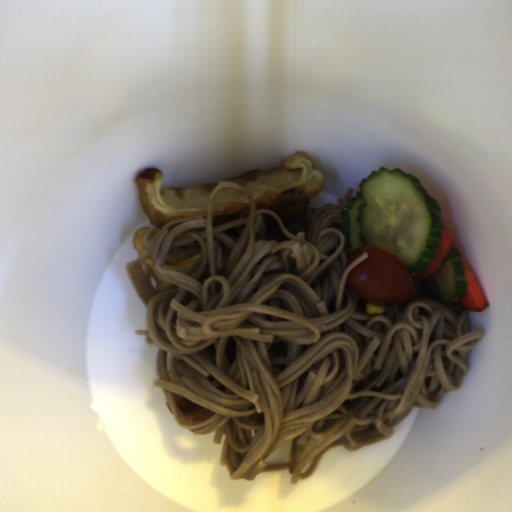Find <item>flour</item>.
Masks as SVG:
<instances>
[{"mask_svg":"<svg viewBox=\"0 0 512 512\" xmlns=\"http://www.w3.org/2000/svg\"><path fill=\"white\" fill-rule=\"evenodd\" d=\"M225 181L247 190L254 198L256 211L268 210L282 222L293 223L323 191L325 176L304 150H298L282 160L278 167L251 170Z\"/></svg>","mask_w":512,"mask_h":512,"instance_id":"obj_1","label":"flour"},{"mask_svg":"<svg viewBox=\"0 0 512 512\" xmlns=\"http://www.w3.org/2000/svg\"><path fill=\"white\" fill-rule=\"evenodd\" d=\"M164 176L163 170L155 167H147L135 176L140 204L151 221V226L139 228L132 236L139 257L147 249L143 237L150 229H154L148 239L152 242L168 223L180 218L206 215L209 196L215 186L221 183L207 182L160 190Z\"/></svg>","mask_w":512,"mask_h":512,"instance_id":"obj_2","label":"flour"},{"mask_svg":"<svg viewBox=\"0 0 512 512\" xmlns=\"http://www.w3.org/2000/svg\"><path fill=\"white\" fill-rule=\"evenodd\" d=\"M251 206L246 193L233 187L220 188L212 201V221L216 218L246 211Z\"/></svg>","mask_w":512,"mask_h":512,"instance_id":"obj_3","label":"flour"},{"mask_svg":"<svg viewBox=\"0 0 512 512\" xmlns=\"http://www.w3.org/2000/svg\"><path fill=\"white\" fill-rule=\"evenodd\" d=\"M202 250L195 247L173 248L165 255L161 270L189 273L200 261Z\"/></svg>","mask_w":512,"mask_h":512,"instance_id":"obj_4","label":"flour"},{"mask_svg":"<svg viewBox=\"0 0 512 512\" xmlns=\"http://www.w3.org/2000/svg\"><path fill=\"white\" fill-rule=\"evenodd\" d=\"M175 406L188 422H196L206 420L213 415L214 412L205 407L192 402L182 396L172 392L171 394Z\"/></svg>","mask_w":512,"mask_h":512,"instance_id":"obj_5","label":"flour"},{"mask_svg":"<svg viewBox=\"0 0 512 512\" xmlns=\"http://www.w3.org/2000/svg\"><path fill=\"white\" fill-rule=\"evenodd\" d=\"M141 263H143L144 265H147L150 284L157 292H165V291H168L171 289L178 288L177 284H171V283L163 280L162 278H160L159 276H157L154 273V271L152 269V264H151V256L148 255V256L144 257L141 260Z\"/></svg>","mask_w":512,"mask_h":512,"instance_id":"obj_6","label":"flour"}]
</instances>
